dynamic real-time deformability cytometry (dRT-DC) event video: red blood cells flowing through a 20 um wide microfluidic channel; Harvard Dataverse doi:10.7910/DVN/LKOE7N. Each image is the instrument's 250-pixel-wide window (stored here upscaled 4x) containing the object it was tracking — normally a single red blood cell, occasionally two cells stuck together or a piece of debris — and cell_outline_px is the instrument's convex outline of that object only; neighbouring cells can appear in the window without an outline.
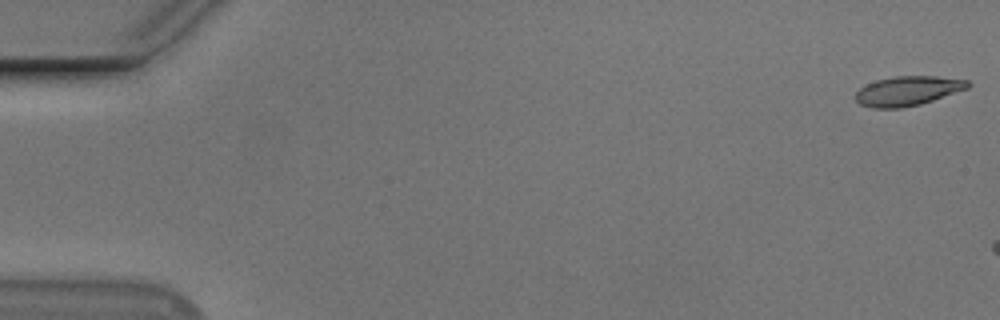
{"species": "Egyptian fruit bat (a non-hibernating species)", "species_latin": "Rousettus aegyptiacus", "temperature_condition": "cold", "stored_images_in_passage": 12, "camera_frame_rate_fps": 3000, "um_per_image_px": 0.085, "animal": {"sex": "male"}, "frame": {"image": 1, "passage_image": 1, "time_ms": 0.0, "image_size_px": [1000, 320], "cell_outline_px": [[972, 84], [968, 88], [920, 104], [900, 108], [872, 108], [860, 104], [856, 100], [856, 92], [860, 88], [876, 80], [896, 76], [936, 76], [968, 80]], "centroid_in_image_um": [77.16, 7.72], "position_along_channel_um": 7.8, "area_um2": 19.13}}